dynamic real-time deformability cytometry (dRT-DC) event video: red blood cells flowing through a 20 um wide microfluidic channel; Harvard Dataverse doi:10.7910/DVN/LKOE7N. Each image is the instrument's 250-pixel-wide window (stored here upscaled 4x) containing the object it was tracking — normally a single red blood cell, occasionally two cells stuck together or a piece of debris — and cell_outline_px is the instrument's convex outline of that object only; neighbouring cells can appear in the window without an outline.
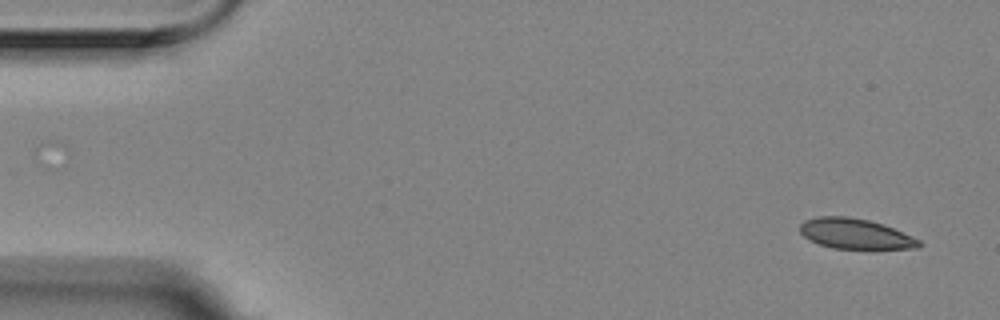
{"species": "Egyptian fruit bat (a non-hibernating species)", "species_latin": "Rousettus aegyptiacus", "temperature_condition": "room temperature", "stored_images_in_passage": 2, "camera_frame_rate_fps": 3000, "um_per_image_px": 0.085, "animal": {"sex": "female"}, "frame": {"image": 1, "passage_image": 2, "time_ms": 0.333, "image_size_px": [1000, 320], "cell_outline_px": [[924, 244], [916, 248], [832, 248], [820, 244], [804, 236], [800, 232], [800, 224], [804, 220], [820, 216], [848, 216], [868, 220], [892, 228], [920, 240]], "centroid_in_image_um": [72.67, 19.86], "position_along_channel_um": 12.3, "area_um2": 20.58}}